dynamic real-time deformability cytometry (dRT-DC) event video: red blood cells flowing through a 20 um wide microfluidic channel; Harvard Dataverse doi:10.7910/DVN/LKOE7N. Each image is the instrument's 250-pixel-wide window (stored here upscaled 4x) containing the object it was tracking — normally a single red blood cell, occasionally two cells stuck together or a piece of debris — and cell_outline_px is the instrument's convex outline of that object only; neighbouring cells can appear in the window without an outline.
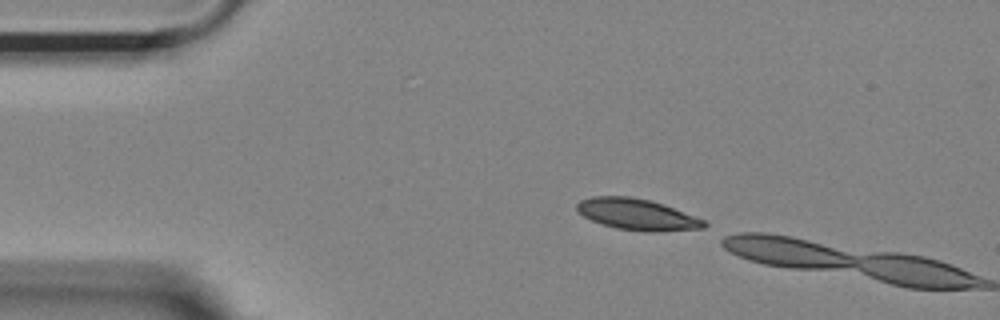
{"species": "Egyptian fruit bat (a non-hibernating species)", "species_latin": "Rousettus aegyptiacus", "temperature_condition": "room temperature", "stored_images_in_passage": 2, "camera_frame_rate_fps": 3000, "um_per_image_px": 0.085, "animal": {"sex": "female"}, "frame": {"image": 1, "passage_image": 1, "time_ms": 0.0, "image_size_px": [1000, 320], "cell_outline_px": [[708, 224], [704, 228], [656, 232], [644, 232], [616, 228], [592, 220], [584, 216], [576, 208], [576, 204], [580, 200], [592, 196], [632, 196], [652, 200], [664, 204], [704, 220]], "centroid_in_image_um": [54.16, 18.22], "position_along_channel_um": 30.8, "area_um2": 23.18}}